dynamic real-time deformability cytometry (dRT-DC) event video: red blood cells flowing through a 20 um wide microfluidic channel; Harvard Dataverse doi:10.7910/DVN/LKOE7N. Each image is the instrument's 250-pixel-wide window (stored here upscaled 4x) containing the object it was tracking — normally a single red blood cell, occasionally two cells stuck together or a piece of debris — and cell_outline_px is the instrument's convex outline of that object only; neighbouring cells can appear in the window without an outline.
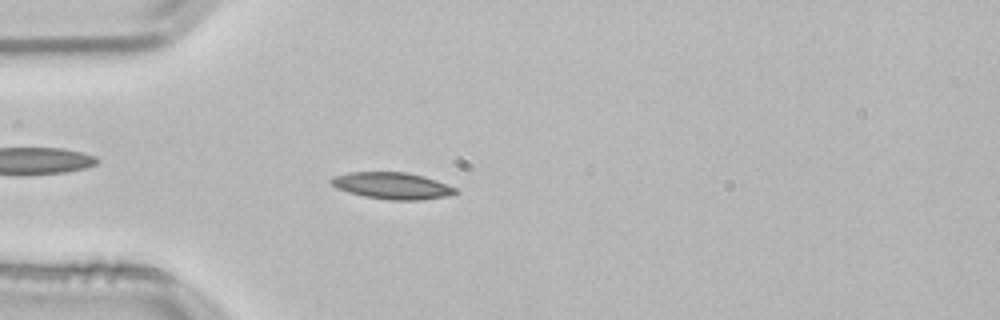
{"species": "common noctule bat (a hibernating species)", "species_latin": "Nyctalus noctula", "temperature_condition": "room temperature", "stored_images_in_passage": 52, "camera_frame_rate_fps": 3000, "um_per_image_px": 0.085, "animal": {"sex": "male", "body_mass_g": 21.5, "forearm_length_mm": 52.0}, "frame": {"image": 1, "passage_image": 14, "time_ms": 4.333, "image_size_px": [1000, 320], "cell_outline_px": [[460, 192], [452, 196], [420, 200], [388, 200], [364, 196], [348, 192], [336, 188], [328, 180], [332, 176], [348, 172], [408, 172], [424, 176], [436, 180], [456, 188]], "centroid_in_image_um": [33.35, 15.79], "position_along_channel_um": 51.6, "area_um2": 19.65}}
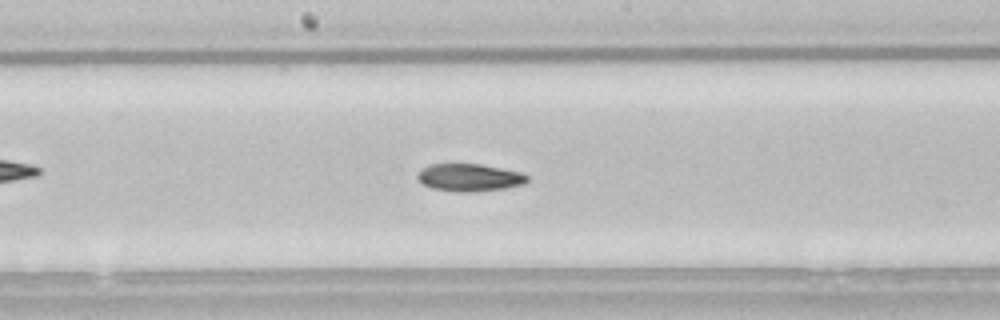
{"frame": {"image": 2, "passage_image": 27, "time_ms": 8.667, "image_size_px": [1000, 320], "cell_outline_px": [[528, 180], [524, 184], [504, 188], [472, 192], [456, 192], [432, 188], [424, 184], [416, 176], [420, 168], [428, 164], [480, 164], [520, 172], [528, 176]], "centroid_in_image_um": [39.87, 15.08], "position_along_channel_um": 208.3, "area_um2": 17.57}}
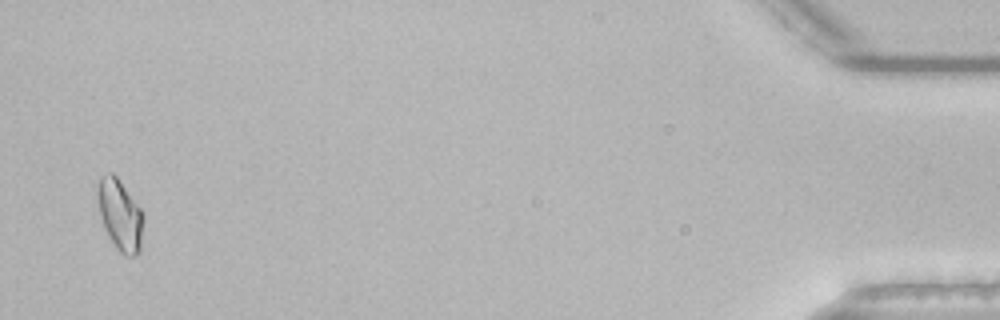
{"frame": {"image": 3, "passage_image": 51, "time_ms": 16.667, "image_size_px": [1000, 320], "cell_outline_px": [[144, 220], [140, 252], [136, 256], [124, 256], [116, 248], [108, 236], [104, 228], [100, 216], [96, 196], [96, 184], [100, 176], [108, 172], [112, 172], [116, 176], [140, 208], [144, 216]], "centroid_in_image_um": [10.18, 18.27], "position_along_channel_um": 425.0, "area_um2": 19.31}, "authors_computed_cell_mechanics": {"area_um2": 17.8024, "velocity_mm_per_s": 3.8284, "shape_relaxation_time_tau1_ms": 4.7662, "shape_relaxation_time_tau2_ms": 5.4886, "deformation_change_tau1": 0.1342, "deformation_change_tau2": 0.1132}}